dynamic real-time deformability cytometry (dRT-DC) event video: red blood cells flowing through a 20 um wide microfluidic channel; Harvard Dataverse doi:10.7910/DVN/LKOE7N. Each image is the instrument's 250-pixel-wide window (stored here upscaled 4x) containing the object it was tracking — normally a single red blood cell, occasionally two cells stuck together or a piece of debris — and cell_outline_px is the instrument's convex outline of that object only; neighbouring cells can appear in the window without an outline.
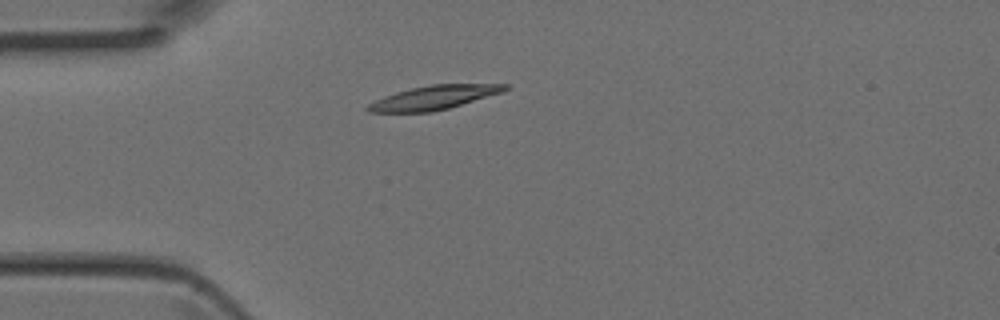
{"species": "Egyptian fruit bat (a non-hibernating species)", "species_latin": "Rousettus aegyptiacus", "temperature_condition": "room temperature", "stored_images_in_passage": 2, "camera_frame_rate_fps": 3000, "um_per_image_px": 0.085, "animal": {"sex": "female"}, "frame": {"image": 1, "passage_image": 2, "time_ms": 0.333, "image_size_px": [1000, 320], "cell_outline_px": [[508, 88], [504, 92], [448, 108], [432, 112], [368, 112], [364, 108], [368, 104], [384, 96], [396, 92], [412, 88], [432, 84], [508, 84]], "centroid_in_image_um": [36.87, 8.29], "position_along_channel_um": 48.1, "area_um2": 19.02}}